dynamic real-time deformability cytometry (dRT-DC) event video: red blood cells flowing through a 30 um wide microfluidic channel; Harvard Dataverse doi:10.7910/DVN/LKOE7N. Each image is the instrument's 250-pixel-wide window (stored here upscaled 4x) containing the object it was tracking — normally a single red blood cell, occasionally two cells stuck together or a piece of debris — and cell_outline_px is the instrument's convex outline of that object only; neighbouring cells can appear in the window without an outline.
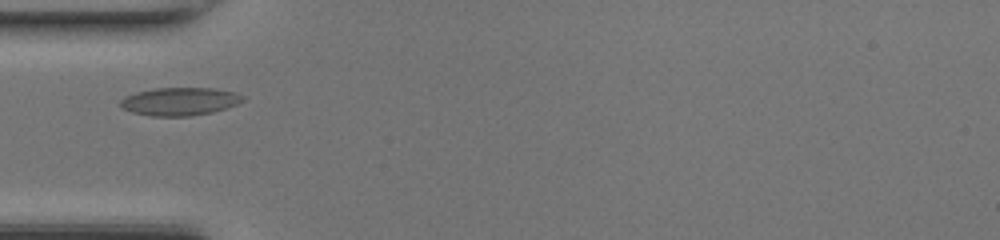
{"species": "common noctule bat (a hibernating species)", "species_latin": "Nyctalus noctula", "temperature_condition": "room temperature", "stored_images_in_passage": 28, "camera_frame_rate_fps": 3000, "um_per_image_px": 0.085, "animal": {"sex": "female", "body_mass_g": 17.0, "forearm_length_mm": 48.0}, "frame": {"image": 1, "passage_image": 1, "time_ms": 0.0, "image_size_px": [1000, 240], "cell_outline_px": [[244, 100], [236, 104], [212, 112], [188, 116], [152, 116], [132, 112], [124, 108], [120, 104], [120, 100], [124, 96], [136, 92], [152, 88], [212, 88], [236, 92], [244, 96]], "centroid_in_image_um": [15.26, 8.61], "position_along_channel_um": 69.7, "area_um2": 19.88}}
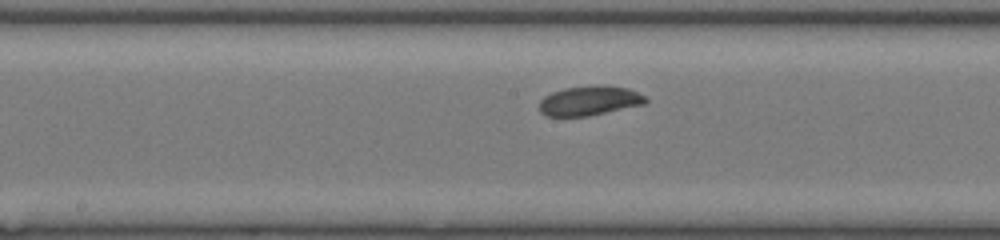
{"frame": {"image": 2, "passage_image": 10, "time_ms": 3.0, "image_size_px": [1000, 240], "cell_outline_px": [[648, 100], [644, 104], [588, 116], [548, 116], [540, 112], [540, 100], [544, 96], [552, 92], [564, 88], [600, 84], [628, 88], [644, 96]], "centroid_in_image_um": [50.09, 8.55], "position_along_channel_um": 198.1, "area_um2": 18.26}}
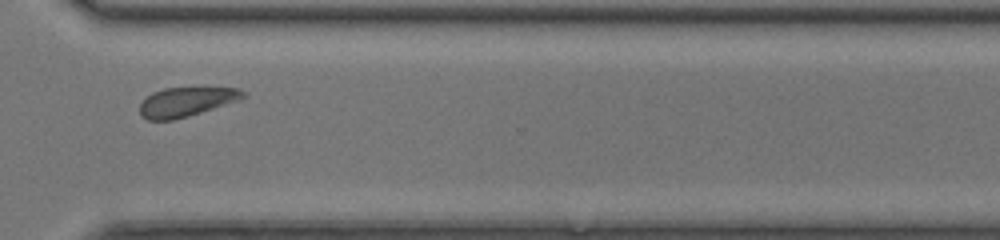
{"frame": {"image": 3, "passage_image": 21, "time_ms": 6.667, "image_size_px": [1000, 240], "cell_outline_px": [[248, 96], [240, 100], [200, 112], [172, 120], [148, 120], [140, 116], [140, 104], [152, 92], [164, 88], [204, 84], [240, 88]], "centroid_in_image_um": [15.92, 8.57], "position_along_channel_um": 354.7, "area_um2": 18.55}, "authors_computed_cell_mechanics": {"area_um2": 18.4671, "velocity_mm_per_s": 4.2747, "shape_relaxation_time_tau1_ms": 5.4964, "shape_relaxation_time_tau2_ms": null, "deformation_change_tau1": 0.1206, "deformation_change_tau2": null}}